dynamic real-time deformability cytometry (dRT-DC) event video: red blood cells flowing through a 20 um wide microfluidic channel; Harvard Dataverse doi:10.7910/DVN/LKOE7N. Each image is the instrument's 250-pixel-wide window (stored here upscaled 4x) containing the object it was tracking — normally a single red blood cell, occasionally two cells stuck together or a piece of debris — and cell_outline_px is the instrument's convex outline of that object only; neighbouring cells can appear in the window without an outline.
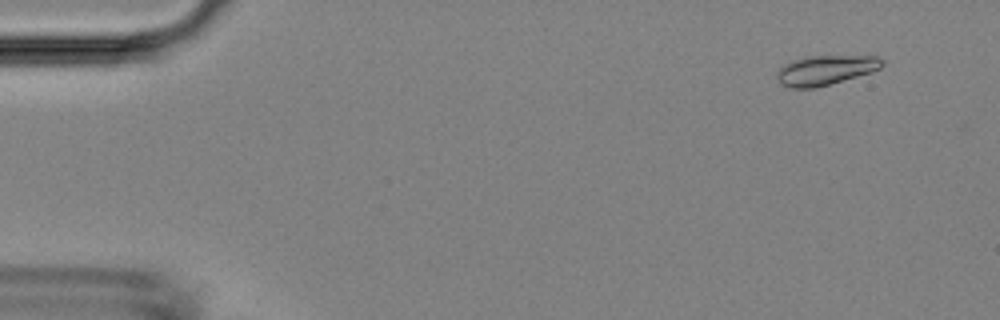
{"species": "Egyptian fruit bat (a non-hibernating species)", "species_latin": "Rousettus aegyptiacus", "temperature_condition": "room temperature", "stored_images_in_passage": 3, "camera_frame_rate_fps": 3000, "um_per_image_px": 0.085, "animal": {"sex": "female"}, "frame": {"image": 1, "passage_image": 2, "time_ms": 1.0, "image_size_px": [1000, 320], "cell_outline_px": [[884, 64], [880, 68], [872, 72], [816, 88], [788, 88], [780, 84], [776, 80], [776, 72], [784, 64], [792, 60], [804, 56], [876, 56], [884, 60]], "centroid_in_image_um": [70.12, 5.97], "position_along_channel_um": 14.9, "area_um2": 18.44}}